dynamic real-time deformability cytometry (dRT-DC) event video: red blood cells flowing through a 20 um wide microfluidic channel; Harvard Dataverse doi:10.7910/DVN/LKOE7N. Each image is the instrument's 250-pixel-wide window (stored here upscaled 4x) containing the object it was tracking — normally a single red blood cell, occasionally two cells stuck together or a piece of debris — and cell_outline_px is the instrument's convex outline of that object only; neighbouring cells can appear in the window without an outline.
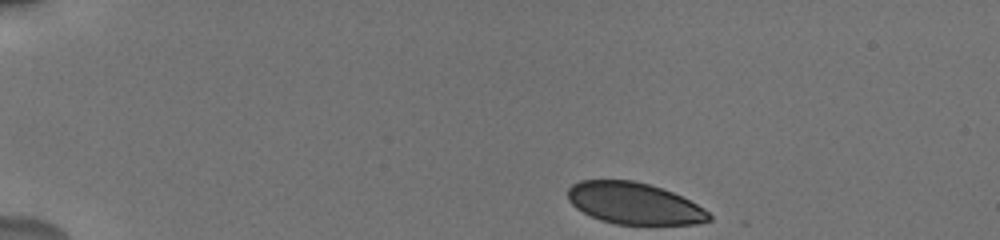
{"species": "human", "species_latin": "Homo sapiens", "temperature_condition": "cold", "stored_images_in_passage": 44, "camera_frame_rate_fps": 3000, "um_per_image_px": 0.085, "donor": {"sex": "male"}, "frame": {"image": 1, "passage_image": 1, "time_ms": 0.0, "image_size_px": [1000, 240], "cell_outline_px": [[712, 220], [696, 224], [616, 224], [600, 220], [576, 208], [568, 200], [568, 188], [572, 184], [580, 180], [632, 180], [648, 184], [672, 192], [704, 208], [712, 216]], "centroid_in_image_um": [53.89, 17.29], "position_along_channel_um": 31.1, "area_um2": 34.04}}
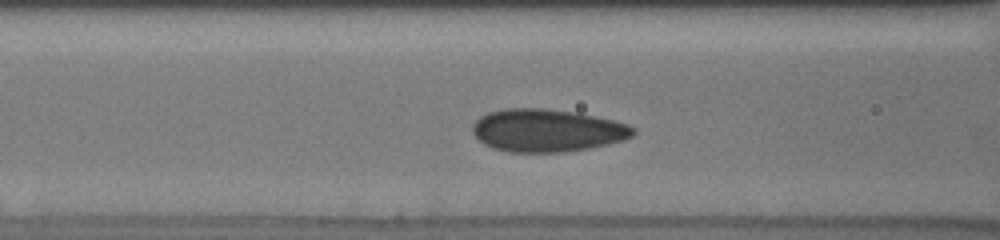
{"frame": {"image": 2, "passage_image": 14, "time_ms": 4.667, "image_size_px": [1000, 240], "cell_outline_px": [[636, 132], [632, 136], [624, 140], [608, 144], [588, 148], [564, 152], [508, 152], [492, 148], [484, 144], [472, 132], [472, 124], [480, 116], [488, 112], [504, 108], [544, 108], [576, 112], [612, 120], [628, 124], [636, 128]], "centroid_in_image_um": [46.49, 11.08], "position_along_channel_um": 120.1, "area_um2": 40.17}}
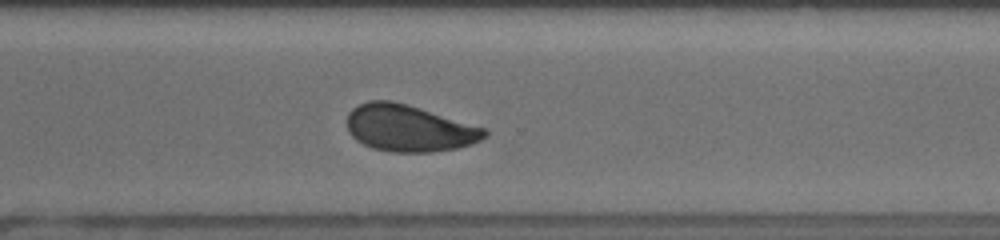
{"frame": {"image": 3, "passage_image": 30, "time_ms": 10.333, "image_size_px": [1000, 240], "cell_outline_px": [[488, 136], [472, 144], [456, 148], [432, 152], [392, 152], [372, 148], [356, 140], [348, 132], [348, 112], [352, 108], [368, 100], [392, 100], [408, 104], [488, 128]], "centroid_in_image_um": [34.8, 10.89], "position_along_channel_um": 335.8, "area_um2": 37.8}, "authors_computed_cell_mechanics": {"area_um2": 37.6856, "velocity_mm_per_s": 3.8117, "shape_relaxation_time_tau1_ms": 9.4204, "shape_relaxation_time_tau2_ms": 0.536, "deformation_change_tau1": 0.1512, "deformation_change_tau2": 0.0556}}